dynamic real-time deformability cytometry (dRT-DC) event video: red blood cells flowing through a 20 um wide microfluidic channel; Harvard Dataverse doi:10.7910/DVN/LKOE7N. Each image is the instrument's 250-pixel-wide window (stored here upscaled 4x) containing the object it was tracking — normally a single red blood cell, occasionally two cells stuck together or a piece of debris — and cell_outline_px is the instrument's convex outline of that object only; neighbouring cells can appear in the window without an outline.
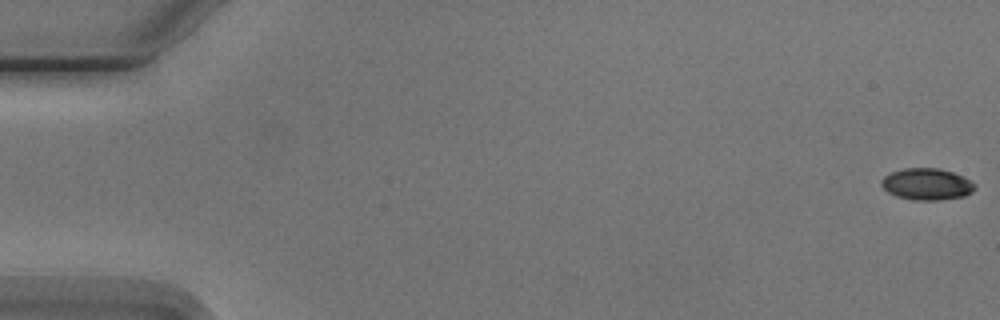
{"species": "Egyptian fruit bat (a non-hibernating species)", "species_latin": "Rousettus aegyptiacus", "temperature_condition": "cold", "stored_images_in_passage": 7, "camera_frame_rate_fps": 3000, "um_per_image_px": 0.085, "animal": {"sex": "male"}, "frame": {"image": 1, "passage_image": 1, "time_ms": 0.0, "image_size_px": [1000, 320], "cell_outline_px": [[976, 188], [972, 192], [964, 196], [940, 200], [916, 200], [896, 196], [888, 192], [880, 184], [880, 180], [884, 176], [892, 172], [904, 168], [936, 168], [952, 172], [976, 184]], "centroid_in_image_um": [78.76, 15.66], "position_along_channel_um": 6.2, "area_um2": 17.11}}
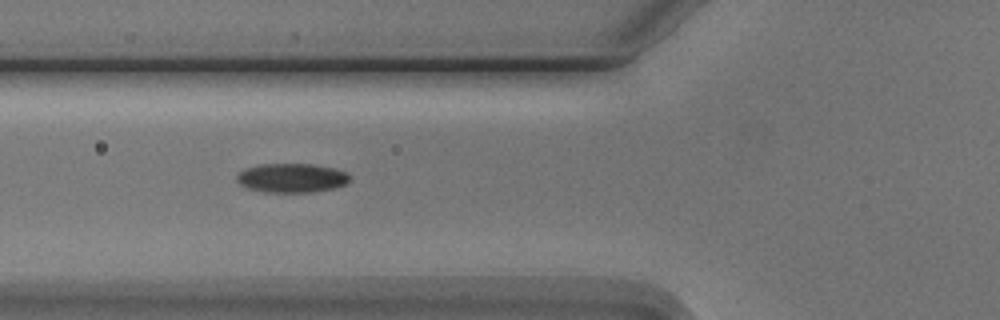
{"frame": {"image": 2, "passage_image": 6, "time_ms": 6.667, "image_size_px": [1000, 320], "cell_outline_px": [[348, 180], [344, 184], [332, 188], [312, 192], [264, 192], [248, 188], [240, 184], [236, 180], [236, 176], [244, 168], [260, 164], [312, 164], [336, 168], [348, 172]], "centroid_in_image_um": [24.76, 15.11], "position_along_channel_um": 101.0, "area_um2": 19.13}}
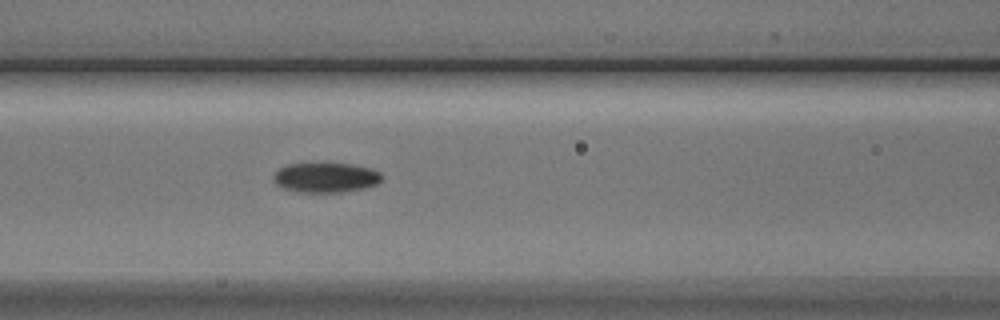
{"frame": {"image": 3, "passage_image": 7, "time_ms": 7.667, "image_size_px": [1000, 320], "cell_outline_px": [[384, 176], [376, 184], [364, 188], [340, 192], [300, 192], [284, 188], [276, 184], [272, 180], [272, 176], [280, 168], [288, 164], [352, 164], [372, 168], [380, 172]], "centroid_in_image_um": [27.7, 15.09], "position_along_channel_um": 138.9, "area_um2": 18.73}}